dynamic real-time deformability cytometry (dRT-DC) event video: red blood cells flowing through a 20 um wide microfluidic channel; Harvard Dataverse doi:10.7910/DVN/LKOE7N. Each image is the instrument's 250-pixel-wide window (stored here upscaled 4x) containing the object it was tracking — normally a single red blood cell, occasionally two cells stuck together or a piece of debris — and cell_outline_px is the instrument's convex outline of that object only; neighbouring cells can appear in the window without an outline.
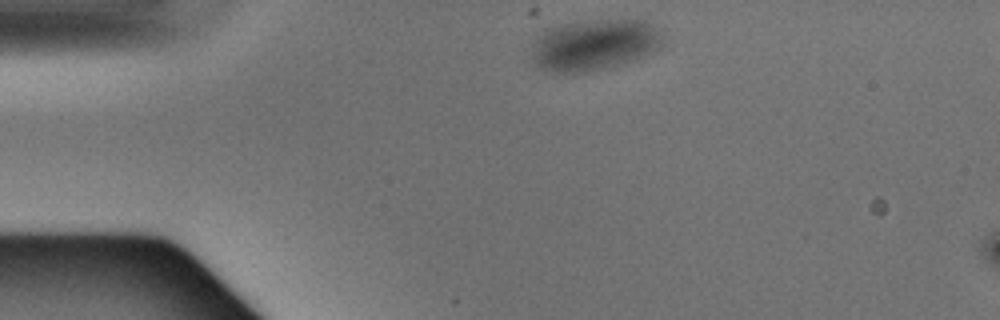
{"species": "Egyptian fruit bat (a non-hibernating species)", "species_latin": "Rousettus aegyptiacus", "temperature_condition": "warm", "stored_images_in_passage": 3, "camera_frame_rate_fps": 3000, "um_per_image_px": 0.085, "animal": {"sex": "male"}, "frame": {"image": 1, "passage_image": 1, "time_ms": 0.0, "image_size_px": [1000, 320], "cell_outline_px": [[664, 40], [656, 48], [632, 60], [608, 68], [580, 72], [560, 72], [544, 68], [536, 64], [532, 60], [532, 40], [536, 36], [548, 28], [560, 24], [592, 20], [640, 16], [656, 24]], "centroid_in_image_um": [50.55, 3.73], "position_along_channel_um": 34.4, "area_um2": 39.65}}